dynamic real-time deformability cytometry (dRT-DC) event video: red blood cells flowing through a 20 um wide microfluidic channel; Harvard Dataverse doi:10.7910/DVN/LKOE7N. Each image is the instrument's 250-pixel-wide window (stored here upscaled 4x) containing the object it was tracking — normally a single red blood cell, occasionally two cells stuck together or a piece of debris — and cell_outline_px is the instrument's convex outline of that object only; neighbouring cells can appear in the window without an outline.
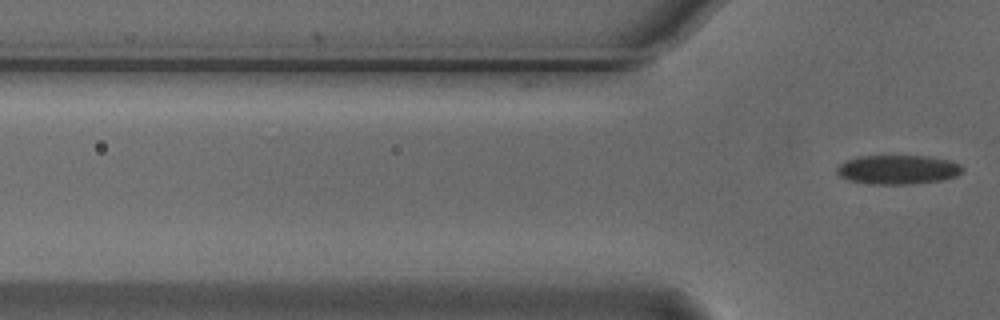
{"species": "Egyptian fruit bat (a non-hibernating species)", "species_latin": "Rousettus aegyptiacus", "temperature_condition": "cold", "stored_images_in_passage": 2, "camera_frame_rate_fps": 3000, "um_per_image_px": 0.085, "animal": {"sex": "male"}, "frame": {"image": 1, "passage_image": 2, "time_ms": 0.333, "image_size_px": [1000, 320], "cell_outline_px": [[964, 172], [956, 176], [940, 180], [908, 184], [872, 184], [848, 180], [840, 176], [836, 172], [836, 168], [844, 160], [860, 156], [928, 156], [948, 160], [960, 164], [964, 168]], "centroid_in_image_um": [76.31, 14.41], "position_along_channel_um": 49.5, "area_um2": 21.39}}